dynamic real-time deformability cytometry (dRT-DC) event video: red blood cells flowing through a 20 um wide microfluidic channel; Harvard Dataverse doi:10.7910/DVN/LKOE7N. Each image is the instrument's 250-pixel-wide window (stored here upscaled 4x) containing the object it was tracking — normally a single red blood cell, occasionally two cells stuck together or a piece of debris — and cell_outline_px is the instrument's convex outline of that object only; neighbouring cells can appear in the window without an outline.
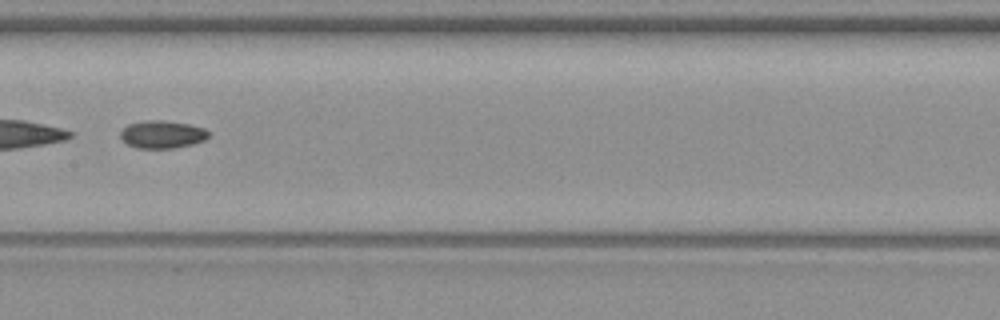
{"species": "common noctule bat (a hibernating species)", "species_latin": "Nyctalus noctula", "temperature_condition": "warm", "stored_images_in_passage": 46, "segment_of_instrument_passage": [2, 2], "camera_frame_rate_fps": 3000, "um_per_image_px": 0.085, "animal": {"sex": "female", "body_mass_g": 19.3, "forearm_length_mm": 54.1}, "frame": {"image": 1, "passage_image": 20, "time_ms": 6.333, "image_size_px": [1000, 320], "cell_outline_px": [[208, 136], [204, 140], [192, 144], [176, 148], [136, 148], [128, 144], [120, 136], [120, 132], [128, 124], [144, 120], [160, 120], [188, 124], [204, 128], [208, 132]], "centroid_in_image_um": [13.77, 11.42], "position_along_channel_um": 193.6, "area_um2": 14.1}}
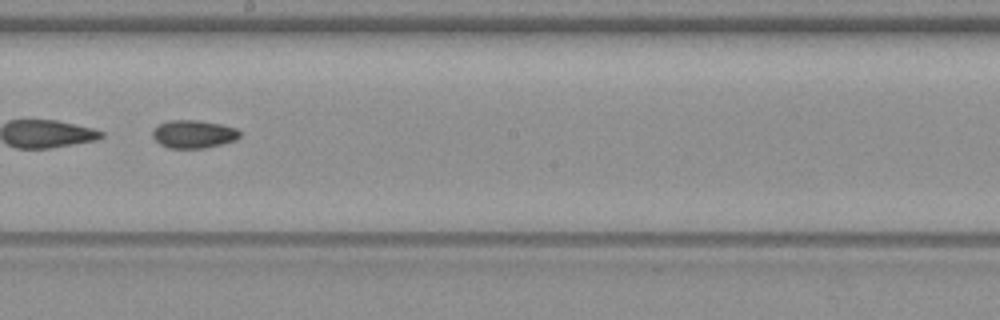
{"frame": {"image": 2, "passage_image": 23, "time_ms": 7.333, "image_size_px": [1000, 320], "cell_outline_px": [[240, 136], [236, 140], [204, 148], [168, 148], [160, 144], [152, 136], [152, 132], [160, 124], [168, 120], [200, 120], [220, 124], [236, 128], [240, 132]], "centroid_in_image_um": [16.46, 11.39], "position_along_channel_um": 231.7, "area_um2": 14.16}}